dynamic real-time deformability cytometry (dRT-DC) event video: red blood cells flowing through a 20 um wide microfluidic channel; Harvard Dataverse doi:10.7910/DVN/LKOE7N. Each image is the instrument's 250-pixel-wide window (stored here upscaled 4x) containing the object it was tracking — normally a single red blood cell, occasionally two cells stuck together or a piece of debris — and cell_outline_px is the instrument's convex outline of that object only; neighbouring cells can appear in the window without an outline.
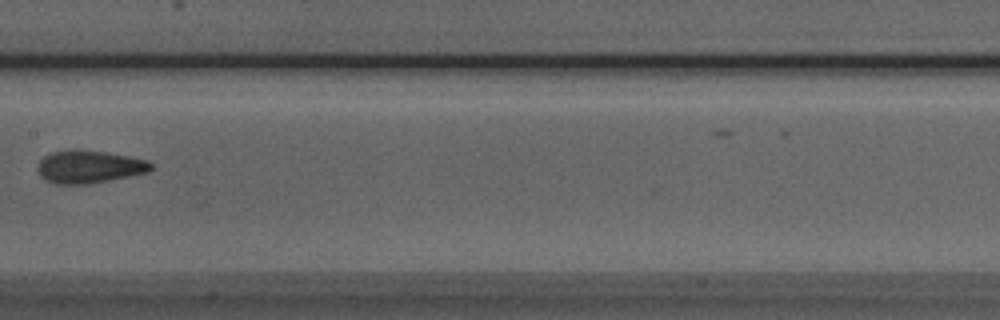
{"species": "Egyptian fruit bat (a non-hibernating species)", "species_latin": "Rousettus aegyptiacus", "temperature_condition": "room temperature", "stored_images_in_passage": 7, "camera_frame_rate_fps": 3000, "um_per_image_px": 0.085, "animal": {"sex": "male"}, "frame": {"image": 1, "passage_image": 7, "time_ms": 7.667, "image_size_px": [1000, 320], "cell_outline_px": [[152, 168], [148, 172], [88, 184], [52, 184], [44, 180], [40, 176], [36, 168], [40, 160], [44, 156], [52, 152], [76, 148], [104, 152], [128, 156], [148, 160], [152, 164]], "centroid_in_image_um": [7.52, 14.17], "position_along_channel_um": 199.9, "area_um2": 21.79}}